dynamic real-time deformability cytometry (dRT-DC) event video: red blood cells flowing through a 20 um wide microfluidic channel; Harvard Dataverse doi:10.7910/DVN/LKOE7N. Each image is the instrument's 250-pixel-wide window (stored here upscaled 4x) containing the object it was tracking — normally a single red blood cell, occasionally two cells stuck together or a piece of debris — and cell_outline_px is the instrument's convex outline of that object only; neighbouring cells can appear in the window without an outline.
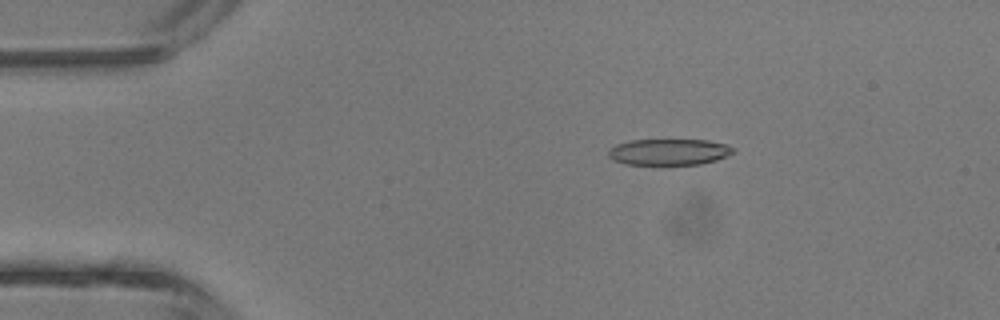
{"species": "common noctule bat (a hibernating species)", "species_latin": "Nyctalus noctula", "temperature_condition": "room temperature", "stored_images_in_passage": 40, "camera_frame_rate_fps": 3000, "um_per_image_px": 0.085, "animal": {"sex": "male", "body_mass_g": 13.3}, "frame": {"image": 1, "passage_image": 6, "time_ms": 1.667, "image_size_px": [1000, 320], "cell_outline_px": [[736, 152], [716, 160], [700, 164], [624, 164], [612, 160], [608, 156], [608, 152], [616, 144], [632, 140], [708, 140], [724, 144], [736, 148]], "centroid_in_image_um": [56.88, 12.91], "position_along_channel_um": 28.1, "area_um2": 19.02}}
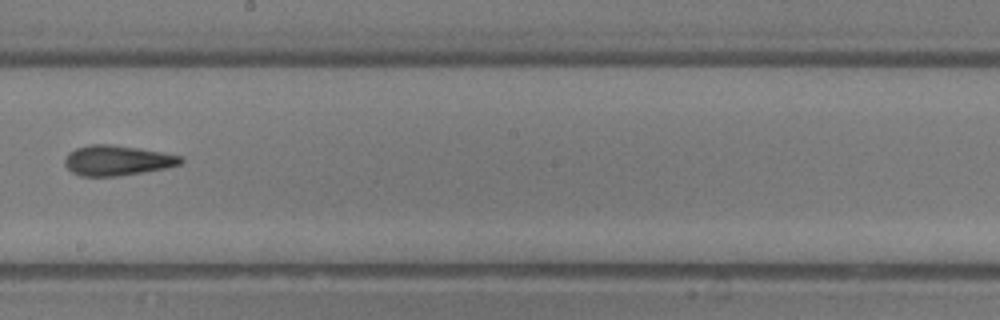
{"frame": {"image": 2, "passage_image": 22, "time_ms": 7.0, "image_size_px": [1000, 320], "cell_outline_px": [[184, 160], [180, 164], [164, 168], [144, 172], [116, 176], [80, 176], [72, 172], [64, 164], [64, 160], [68, 152], [76, 148], [88, 144], [108, 144], [136, 148], [160, 152], [180, 156]], "centroid_in_image_um": [9.9, 13.64], "position_along_channel_um": 238.3, "area_um2": 20.17}}
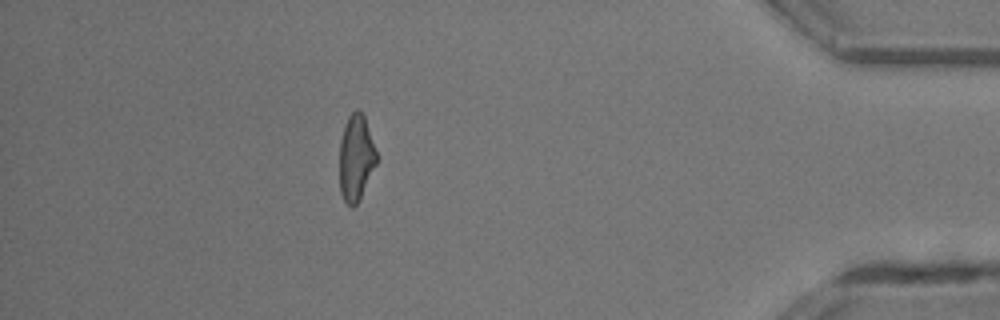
{"frame": {"image": 3, "passage_image": 35, "time_ms": 11.333, "image_size_px": [1000, 320], "cell_outline_px": [[376, 164], [356, 204], [352, 208], [344, 200], [340, 192], [340, 140], [344, 124], [348, 116], [356, 108], [364, 116], [376, 152]], "centroid_in_image_um": [30.23, 13.39], "position_along_channel_um": 405.0, "area_um2": 18.15}}